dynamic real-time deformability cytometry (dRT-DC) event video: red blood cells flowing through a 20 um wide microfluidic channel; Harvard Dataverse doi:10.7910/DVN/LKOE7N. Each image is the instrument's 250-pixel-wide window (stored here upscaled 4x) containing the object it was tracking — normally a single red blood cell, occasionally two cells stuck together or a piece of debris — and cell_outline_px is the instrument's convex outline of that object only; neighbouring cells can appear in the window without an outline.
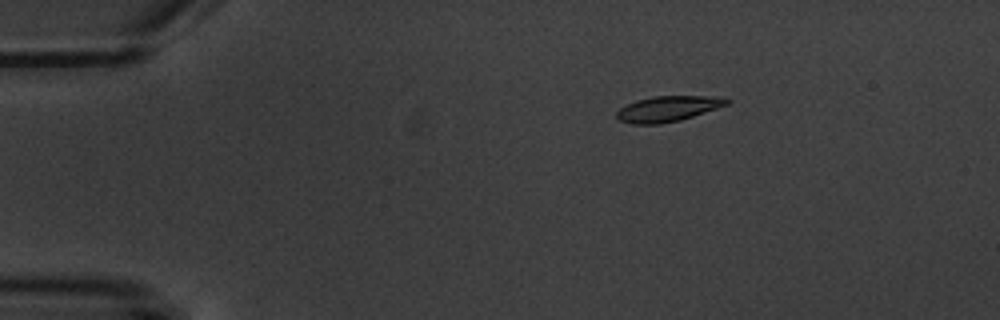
{"species": "common noctule bat (a hibernating species)", "species_latin": "Nyctalus noctula", "temperature_condition": "warm", "stored_images_in_passage": 4, "camera_frame_rate_fps": 3000, "um_per_image_px": 0.085, "animal": {"sex": "male", "body_mass_g": 20.1, "forearm_length_mm": 53.5}, "frame": {"image": 1, "passage_image": 1, "time_ms": 0.0, "image_size_px": [1000, 320], "cell_outline_px": [[732, 100], [728, 104], [680, 120], [660, 124], [632, 124], [620, 120], [616, 116], [616, 112], [620, 108], [636, 100], [652, 96], [724, 96]], "centroid_in_image_um": [56.79, 9.23], "position_along_channel_um": 28.2, "area_um2": 16.36}}